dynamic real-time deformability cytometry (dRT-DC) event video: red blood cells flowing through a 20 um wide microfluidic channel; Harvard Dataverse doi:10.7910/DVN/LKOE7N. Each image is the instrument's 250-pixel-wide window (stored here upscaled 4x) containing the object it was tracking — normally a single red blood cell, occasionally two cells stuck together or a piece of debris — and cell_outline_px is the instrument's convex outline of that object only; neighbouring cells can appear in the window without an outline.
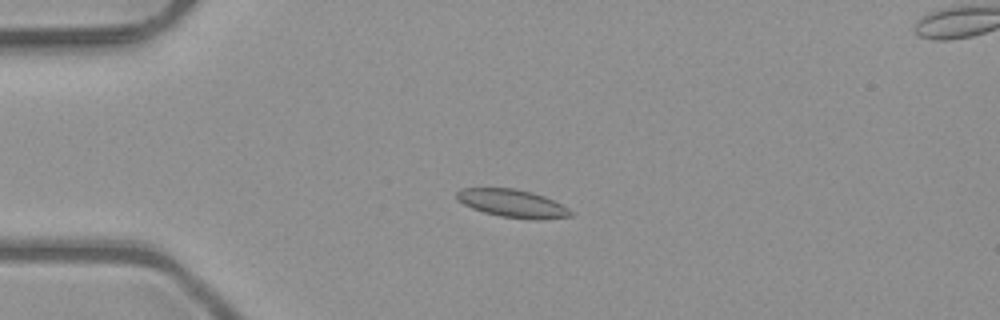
{"species": "common noctule bat (a hibernating species)", "species_latin": "Nyctalus noctula", "temperature_condition": "room temperature", "stored_images_in_passage": 5, "camera_frame_rate_fps": 3000, "um_per_image_px": 0.085, "animal": {"sex": "male", "body_mass_g": 23.1, "forearm_length_mm": 52.7}, "frame": {"image": 1, "passage_image": 3, "time_ms": 0.667, "image_size_px": [1000, 320], "cell_outline_px": [[572, 216], [540, 220], [532, 220], [500, 216], [484, 212], [472, 208], [456, 200], [456, 192], [460, 188], [516, 188], [532, 192], [544, 196], [568, 208], [572, 212]], "centroid_in_image_um": [43.54, 17.29], "position_along_channel_um": 41.5, "area_um2": 18.61}}